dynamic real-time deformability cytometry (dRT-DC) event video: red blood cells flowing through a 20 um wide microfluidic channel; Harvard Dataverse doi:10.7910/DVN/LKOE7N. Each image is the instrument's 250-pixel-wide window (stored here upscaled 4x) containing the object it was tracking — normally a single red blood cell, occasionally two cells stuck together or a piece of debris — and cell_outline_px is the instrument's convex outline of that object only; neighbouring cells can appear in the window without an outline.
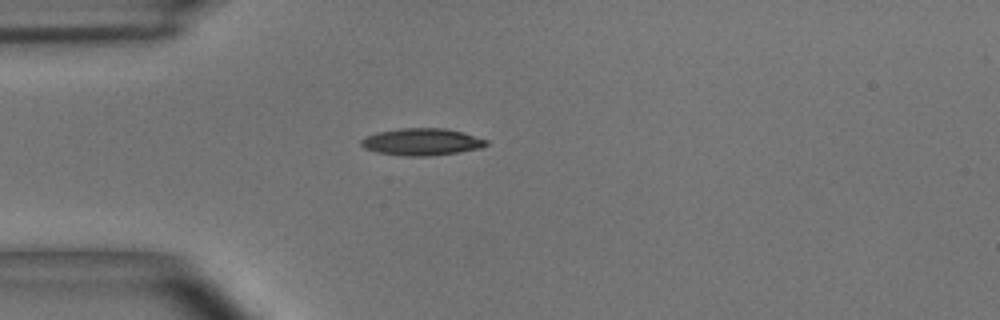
{"species": "common noctule bat (a hibernating species)", "species_latin": "Nyctalus noctula", "temperature_condition": "room temperature", "stored_images_in_passage": 2, "camera_frame_rate_fps": 3000, "um_per_image_px": 0.085, "animal": {"sex": "male", "body_mass_g": 15.6}, "frame": {"image": 1, "passage_image": 1, "time_ms": 0.0, "image_size_px": [1000, 320], "cell_outline_px": [[488, 144], [480, 148], [456, 152], [428, 156], [404, 156], [376, 152], [364, 148], [360, 144], [360, 140], [364, 136], [376, 132], [400, 128], [444, 128], [460, 132], [488, 140]], "centroid_in_image_um": [35.78, 12.05], "position_along_channel_um": 49.2, "area_um2": 19.65}}